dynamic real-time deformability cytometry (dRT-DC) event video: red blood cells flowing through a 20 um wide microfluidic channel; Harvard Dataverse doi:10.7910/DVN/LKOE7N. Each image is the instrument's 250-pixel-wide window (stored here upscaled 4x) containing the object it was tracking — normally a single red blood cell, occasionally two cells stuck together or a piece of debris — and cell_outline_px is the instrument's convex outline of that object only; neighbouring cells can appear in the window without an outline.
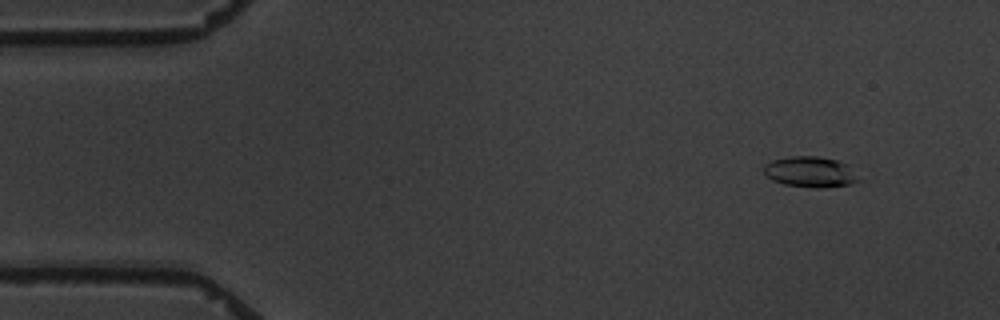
{"species": "common noctule bat (a hibernating species)", "species_latin": "Nyctalus noctula", "temperature_condition": "warm", "stored_images_in_passage": 4, "camera_frame_rate_fps": 3000, "um_per_image_px": 0.085, "animal": {"sex": "male", "body_mass_g": 19.5, "forearm_length_mm": 54.6}, "frame": {"image": 1, "passage_image": 2, "time_ms": 1.333, "image_size_px": [1000, 320], "cell_outline_px": [[860, 180], [848, 184], [824, 188], [816, 188], [784, 184], [772, 180], [764, 172], [764, 164], [772, 160], [792, 156], [820, 156], [852, 164]], "centroid_in_image_um": [68.93, 14.6], "position_along_channel_um": 16.1, "area_um2": 17.17}}